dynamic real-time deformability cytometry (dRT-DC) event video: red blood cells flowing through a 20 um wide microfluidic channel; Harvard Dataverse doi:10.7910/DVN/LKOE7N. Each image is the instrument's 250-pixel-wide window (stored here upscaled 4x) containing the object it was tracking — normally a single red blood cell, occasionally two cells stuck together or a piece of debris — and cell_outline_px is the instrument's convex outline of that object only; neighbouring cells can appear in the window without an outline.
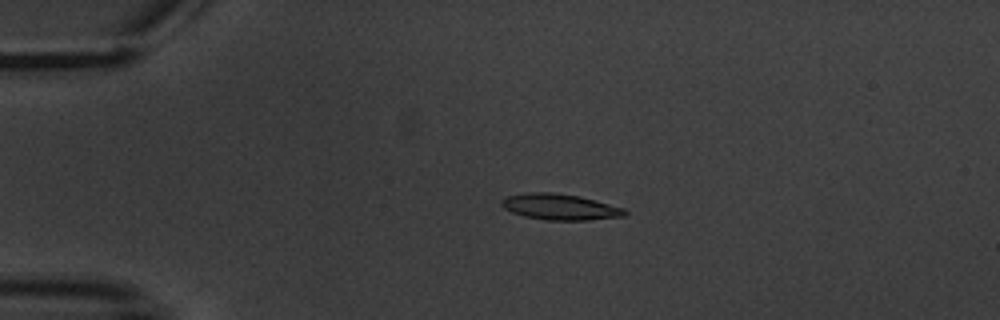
{"species": "common noctule bat (a hibernating species)", "species_latin": "Nyctalus noctula", "temperature_condition": "warm", "stored_images_in_passage": 5, "camera_frame_rate_fps": 3000, "um_per_image_px": 0.085, "animal": {"sex": "male", "body_mass_g": 20.1, "forearm_length_mm": 53.5}, "frame": {"image": 1, "passage_image": 4, "time_ms": 3.333, "image_size_px": [1000, 320], "cell_outline_px": [[628, 212], [624, 216], [588, 220], [548, 220], [524, 216], [512, 212], [504, 208], [500, 204], [500, 200], [504, 196], [524, 192], [552, 192], [580, 196], [596, 200], [624, 208]], "centroid_in_image_um": [47.56, 17.57], "position_along_channel_um": 37.4, "area_um2": 18.84}}